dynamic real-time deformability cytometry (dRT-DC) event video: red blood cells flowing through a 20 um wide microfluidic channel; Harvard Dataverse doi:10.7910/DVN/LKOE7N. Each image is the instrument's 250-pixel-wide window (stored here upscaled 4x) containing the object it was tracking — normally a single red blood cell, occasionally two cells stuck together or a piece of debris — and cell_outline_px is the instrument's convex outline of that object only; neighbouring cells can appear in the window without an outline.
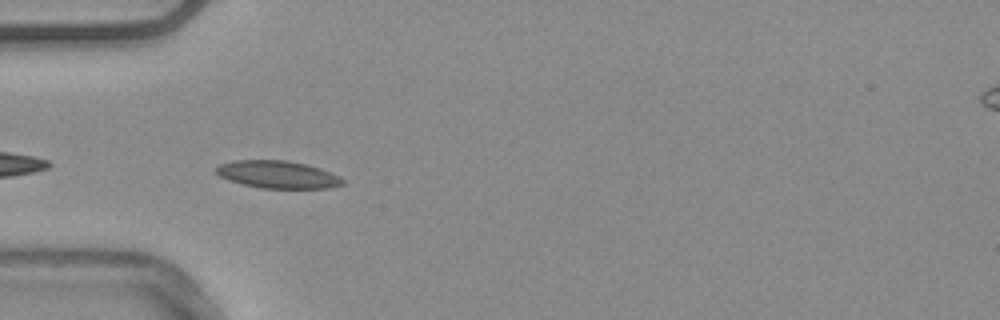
{"species": "common noctule bat (a hibernating species)", "species_latin": "Nyctalus noctula", "temperature_condition": "warm", "stored_images_in_passage": 6, "camera_frame_rate_fps": 3000, "um_per_image_px": 0.085, "animal": {"sex": "male", "body_mass_g": 20.4}, "frame": {"image": 1, "passage_image": 2, "time_ms": 0.333, "image_size_px": [1000, 320], "cell_outline_px": [[344, 184], [328, 188], [260, 188], [228, 180], [220, 176], [212, 168], [220, 164], [232, 160], [288, 160], [308, 164], [320, 168], [340, 176], [344, 180]], "centroid_in_image_um": [23.59, 14.82], "position_along_channel_um": 61.4, "area_um2": 20.46}}